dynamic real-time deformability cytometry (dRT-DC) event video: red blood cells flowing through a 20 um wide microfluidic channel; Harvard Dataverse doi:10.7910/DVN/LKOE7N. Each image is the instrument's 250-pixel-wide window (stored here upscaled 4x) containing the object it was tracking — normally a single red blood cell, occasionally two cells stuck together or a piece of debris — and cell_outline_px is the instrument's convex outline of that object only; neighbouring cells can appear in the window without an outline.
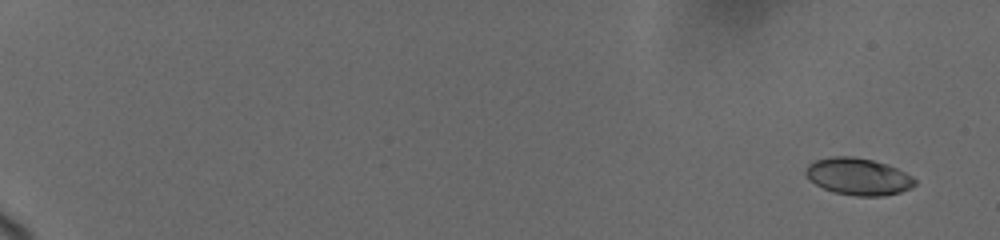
{"species": "human", "species_latin": "Homo sapiens", "temperature_condition": "cold", "stored_images_in_passage": 36, "camera_frame_rate_fps": 3000, "um_per_image_px": 0.085, "donor": {"sex": "female"}, "frame": {"image": 1, "passage_image": 2, "time_ms": 1.0, "image_size_px": [1000, 240], "cell_outline_px": [[916, 184], [912, 188], [900, 192], [884, 196], [856, 196], [836, 192], [824, 188], [808, 180], [804, 172], [808, 164], [816, 160], [832, 156], [852, 156], [872, 160], [888, 164], [912, 176], [916, 180]], "centroid_in_image_um": [72.95, 15.0], "position_along_channel_um": 12.0, "area_um2": 23.58}}
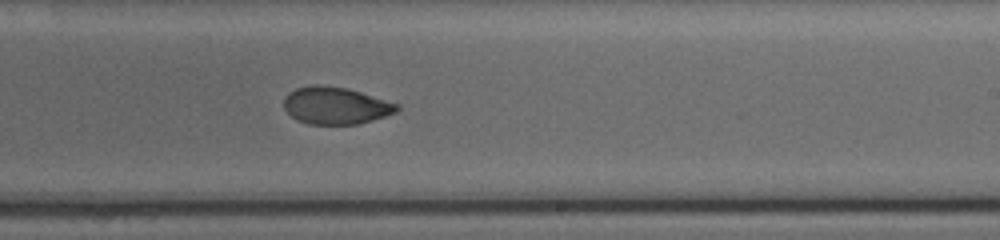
{"frame": {"image": 2, "passage_image": 21, "time_ms": 13.333, "image_size_px": [1000, 240], "cell_outline_px": [[400, 108], [396, 112], [372, 120], [356, 124], [308, 124], [296, 120], [284, 108], [284, 100], [288, 92], [296, 88], [316, 84], [344, 88], [360, 92], [400, 104]], "centroid_in_image_um": [28.52, 8.98], "position_along_channel_um": 260.5, "area_um2": 24.33}}
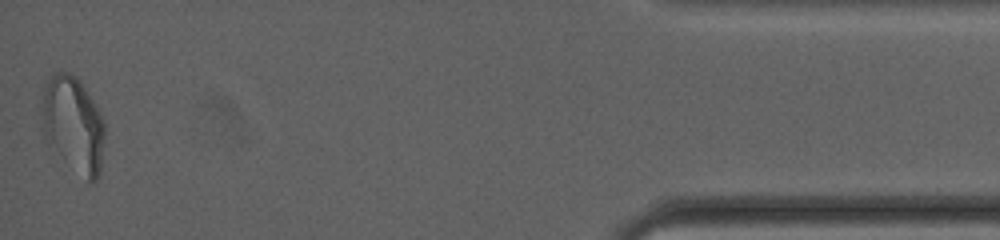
{"frame": {"image": 3, "passage_image": 36, "time_ms": 19.667, "image_size_px": [1000, 240], "cell_outline_px": [[104, 136], [100, 172], [96, 180], [88, 184], [48, 144], [40, 128], [44, 92], [48, 80], [56, 72], [68, 72], [80, 80], [96, 104], [104, 120]], "centroid_in_image_um": [6.23, 10.61], "position_along_channel_um": 429.0, "area_um2": 35.32}, "authors_computed_cell_mechanics": {"area_um2": 24.8251, "velocity_mm_per_s": 3.6886, "shape_relaxation_time_tau1_ms": 10.0739, "shape_relaxation_time_tau2_ms": 2.5319, "deformation_change_tau1": 0.212, "deformation_change_tau2": 0.0679}}